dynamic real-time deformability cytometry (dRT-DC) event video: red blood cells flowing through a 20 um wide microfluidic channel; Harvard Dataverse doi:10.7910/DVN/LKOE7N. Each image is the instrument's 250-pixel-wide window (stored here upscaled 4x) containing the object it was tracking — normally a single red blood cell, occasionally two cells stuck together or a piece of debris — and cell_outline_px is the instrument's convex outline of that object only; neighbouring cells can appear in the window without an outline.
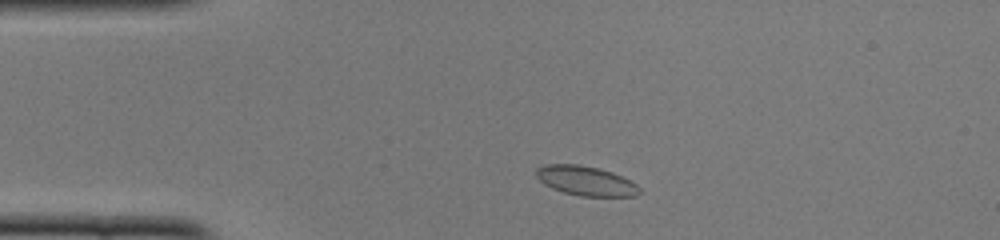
{"species": "common noctule bat (a hibernating species)", "species_latin": "Nyctalus noctula", "temperature_condition": "cold", "stored_images_in_passage": 44, "camera_frame_rate_fps": 3000, "um_per_image_px": 0.085, "animal": {"sex": "female", "body_mass_g": 22.0, "forearm_length_mm": 56.7}, "frame": {"image": 1, "passage_image": 4, "time_ms": 1.0, "image_size_px": [1000, 240], "cell_outline_px": [[640, 192], [636, 196], [580, 196], [564, 192], [552, 188], [544, 184], [536, 176], [536, 168], [544, 164], [580, 164], [600, 168], [612, 172], [636, 184], [640, 188]], "centroid_in_image_um": [49.77, 15.36], "position_along_channel_um": 35.2, "area_um2": 17.74}}
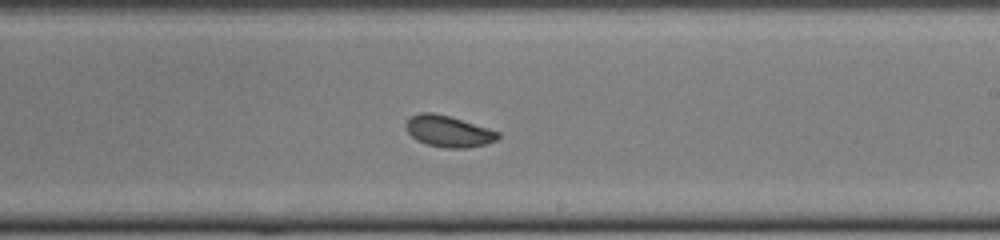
{"frame": {"image": 2, "passage_image": 23, "time_ms": 7.333, "image_size_px": [1000, 240], "cell_outline_px": [[500, 136], [496, 140], [484, 144], [468, 148], [444, 148], [428, 144], [416, 140], [404, 128], [404, 124], [412, 116], [420, 112], [432, 112], [448, 116], [488, 128], [500, 132]], "centroid_in_image_um": [38.09, 11.16], "position_along_channel_um": 250.9, "area_um2": 16.7}}
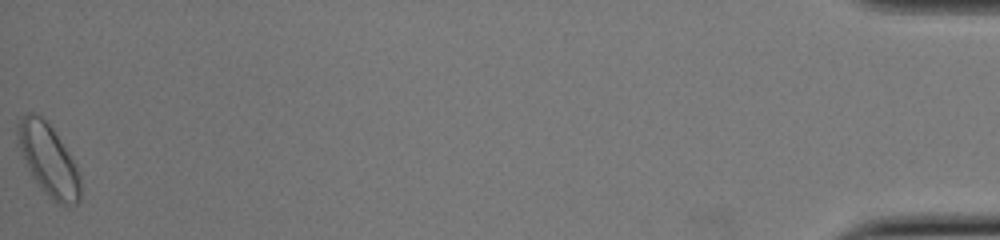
{"frame": {"image": 3, "passage_image": 44, "time_ms": 14.333, "image_size_px": [1000, 240], "cell_outline_px": [[80, 200], [76, 204], [68, 208], [56, 204], [40, 188], [32, 176], [28, 168], [20, 148], [16, 132], [20, 120], [28, 112], [32, 112], [40, 116], [52, 128], [76, 164], [80, 176]], "centroid_in_image_um": [4.15, 13.66], "position_along_channel_um": 431.0, "area_um2": 25.95}, "authors_computed_cell_mechanics": {"area_um2": 17.5134, "velocity_mm_per_s": 3.9627, "shape_relaxation_time_tau1_ms": 1.4219, "shape_relaxation_time_tau2_ms": 1.0004, "deformation_change_tau1": 0.0872, "deformation_change_tau2": 0.0511}}